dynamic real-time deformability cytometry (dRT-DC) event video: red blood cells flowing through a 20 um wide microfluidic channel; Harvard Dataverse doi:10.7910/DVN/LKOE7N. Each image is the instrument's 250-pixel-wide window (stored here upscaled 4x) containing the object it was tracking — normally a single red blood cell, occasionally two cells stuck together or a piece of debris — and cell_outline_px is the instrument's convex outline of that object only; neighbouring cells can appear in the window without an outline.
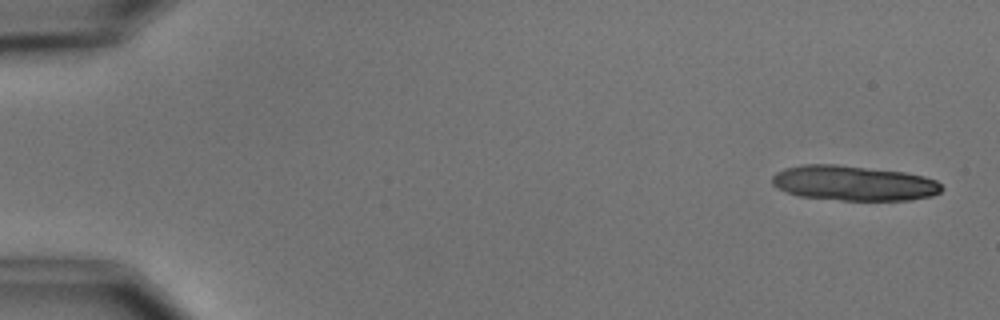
{"species": "common noctule bat (a hibernating species)", "species_latin": "Nyctalus noctula", "temperature_condition": "cold", "stored_images_in_passage": 22, "camera_frame_rate_fps": 3000, "um_per_image_px": 0.085, "animal": {"sex": "male", "body_mass_g": 15.6}, "frame": {"image": 1, "passage_image": 2, "time_ms": 0.333, "image_size_px": [1000, 320], "cell_outline_px": [[944, 188], [940, 192], [932, 196], [908, 200], [844, 200], [800, 196], [776, 188], [772, 184], [772, 176], [776, 172], [784, 168], [800, 164], [836, 164], [904, 172], [924, 176], [936, 180]], "centroid_in_image_um": [72.55, 15.56], "position_along_channel_um": 12.5, "area_um2": 34.68}}